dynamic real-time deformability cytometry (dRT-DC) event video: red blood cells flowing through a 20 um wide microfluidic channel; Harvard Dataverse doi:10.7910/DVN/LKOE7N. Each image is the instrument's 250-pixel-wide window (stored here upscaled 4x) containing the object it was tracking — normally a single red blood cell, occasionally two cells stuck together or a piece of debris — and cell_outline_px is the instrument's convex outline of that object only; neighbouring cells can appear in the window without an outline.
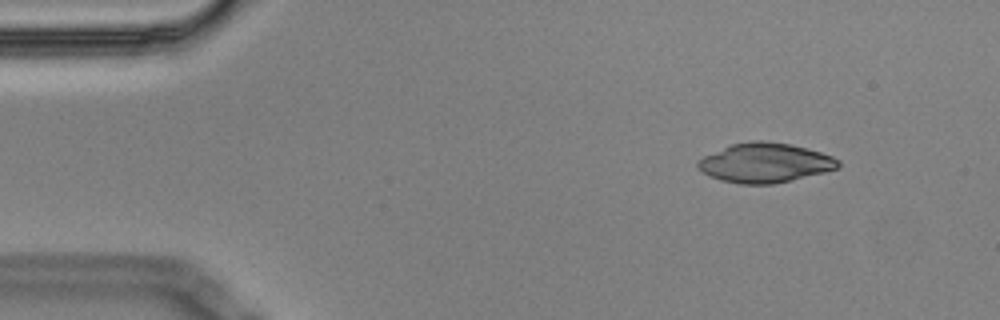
{"species": "Egyptian fruit bat (a non-hibernating species)", "species_latin": "Rousettus aegyptiacus", "temperature_condition": "cold", "stored_images_in_passage": 4, "camera_frame_rate_fps": 3000, "um_per_image_px": 0.085, "animal": {"sex": "male"}, "frame": {"image": 1, "passage_image": 2, "time_ms": 0.333, "image_size_px": [1000, 320], "cell_outline_px": [[840, 168], [824, 172], [772, 184], [740, 184], [720, 180], [708, 176], [696, 164], [696, 160], [704, 156], [732, 144], [752, 140], [760, 140], [792, 144], [820, 152], [832, 156], [840, 160]], "centroid_in_image_um": [65.02, 13.83], "position_along_channel_um": 20.0, "area_um2": 32.19}}